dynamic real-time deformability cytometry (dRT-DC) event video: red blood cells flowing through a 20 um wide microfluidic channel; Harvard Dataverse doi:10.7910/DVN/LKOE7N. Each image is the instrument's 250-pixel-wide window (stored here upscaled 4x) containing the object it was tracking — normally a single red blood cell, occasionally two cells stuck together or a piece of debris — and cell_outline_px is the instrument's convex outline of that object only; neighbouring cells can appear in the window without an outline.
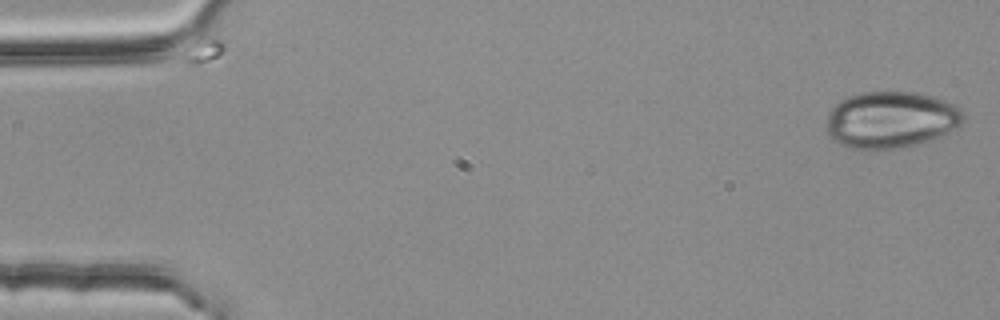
{"species": "common noctule bat (a hibernating species)", "species_latin": "Nyctalus noctula", "temperature_condition": "room temperature", "stored_images_in_passage": 3, "camera_frame_rate_fps": 3000, "um_per_image_px": 0.085, "animal": {"sex": "female", "body_mass_g": 25.1}, "frame": {"image": 1, "passage_image": 1, "time_ms": 0.0, "image_size_px": [1000, 320], "cell_outline_px": [[964, 124], [940, 136], [908, 148], [872, 152], [852, 148], [840, 144], [828, 136], [824, 124], [828, 112], [840, 100], [848, 96], [860, 92], [916, 92], [932, 96], [944, 100], [952, 104], [964, 112]], "centroid_in_image_um": [75.69, 10.22], "position_along_channel_um": 9.3, "area_um2": 46.36}}
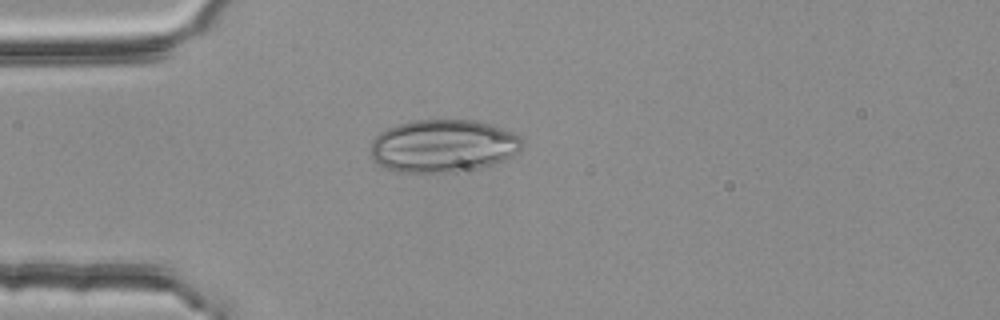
{"frame": {"image": 2, "passage_image": 3, "time_ms": 0.667, "image_size_px": [1000, 320], "cell_outline_px": [[520, 148], [512, 156], [504, 160], [480, 168], [460, 172], [396, 172], [372, 160], [372, 140], [380, 132], [388, 128], [400, 124], [416, 120], [472, 120], [492, 124], [512, 132], [520, 136]], "centroid_in_image_um": [37.66, 12.41], "position_along_channel_um": 47.3, "area_um2": 46.41}}